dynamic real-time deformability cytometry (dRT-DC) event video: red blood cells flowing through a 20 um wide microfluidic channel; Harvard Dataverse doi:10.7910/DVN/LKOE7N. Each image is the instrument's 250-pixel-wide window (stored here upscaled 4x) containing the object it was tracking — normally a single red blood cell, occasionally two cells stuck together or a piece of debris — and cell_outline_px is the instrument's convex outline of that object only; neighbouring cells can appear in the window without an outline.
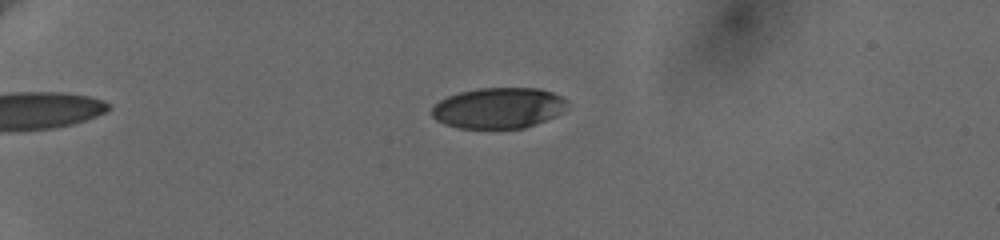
{"species": "human", "species_latin": "Homo sapiens", "temperature_condition": "cold", "stored_images_in_passage": 45, "camera_frame_rate_fps": 3000, "um_per_image_px": 0.085, "donor": {"sex": "female"}, "frame": {"image": 1, "passage_image": 2, "time_ms": 0.333, "image_size_px": [1000, 240], "cell_outline_px": [[568, 100], [564, 112], [556, 116], [536, 124], [524, 128], [456, 128], [444, 124], [436, 120], [432, 116], [432, 108], [440, 100], [448, 96], [460, 92], [480, 88], [540, 88], [552, 92]], "centroid_in_image_um": [42.39, 9.18], "position_along_channel_um": 42.6, "area_um2": 32.31}}
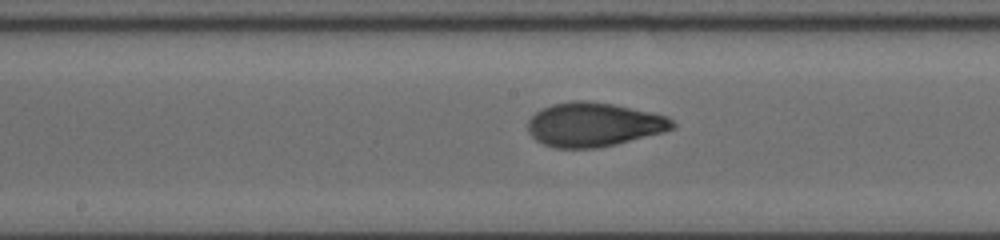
{"frame": {"image": 2, "passage_image": 20, "time_ms": 6.333, "image_size_px": [1000, 240], "cell_outline_px": [[676, 128], [664, 132], [596, 148], [556, 148], [544, 144], [536, 140], [528, 132], [528, 120], [540, 108], [552, 104], [572, 100], [584, 100], [612, 104], [648, 112], [664, 116], [672, 120], [676, 124]], "centroid_in_image_um": [50.42, 10.58], "position_along_channel_um": 197.8, "area_um2": 36.82}}
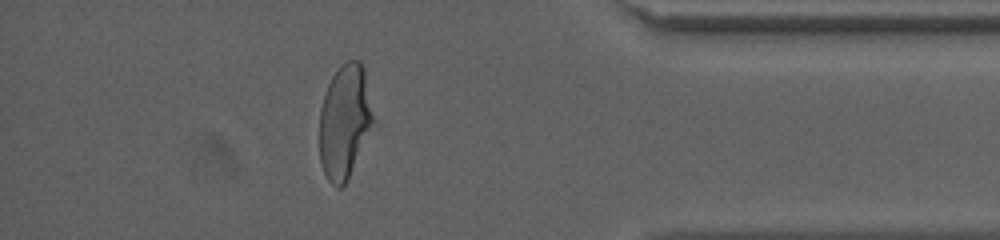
{"frame": {"image": 3, "passage_image": 39, "time_ms": 12.667, "image_size_px": [1000, 240], "cell_outline_px": [[376, 124], [348, 180], [340, 188], [336, 188], [328, 180], [324, 172], [320, 160], [320, 108], [328, 84], [332, 76], [340, 64], [348, 60], [360, 60], [364, 68], [376, 120]], "centroid_in_image_um": [29.35, 10.34], "position_along_channel_um": 405.9, "area_um2": 36.65}, "authors_computed_cell_mechanics": {"area_um2": 36.414, "velocity_mm_per_s": 3.6406, "shape_relaxation_time_tau1_ms": 4.6698, "shape_relaxation_time_tau2_ms": 0.7654, "deformation_change_tau1": 0.2078, "deformation_change_tau2": 0.0572}}